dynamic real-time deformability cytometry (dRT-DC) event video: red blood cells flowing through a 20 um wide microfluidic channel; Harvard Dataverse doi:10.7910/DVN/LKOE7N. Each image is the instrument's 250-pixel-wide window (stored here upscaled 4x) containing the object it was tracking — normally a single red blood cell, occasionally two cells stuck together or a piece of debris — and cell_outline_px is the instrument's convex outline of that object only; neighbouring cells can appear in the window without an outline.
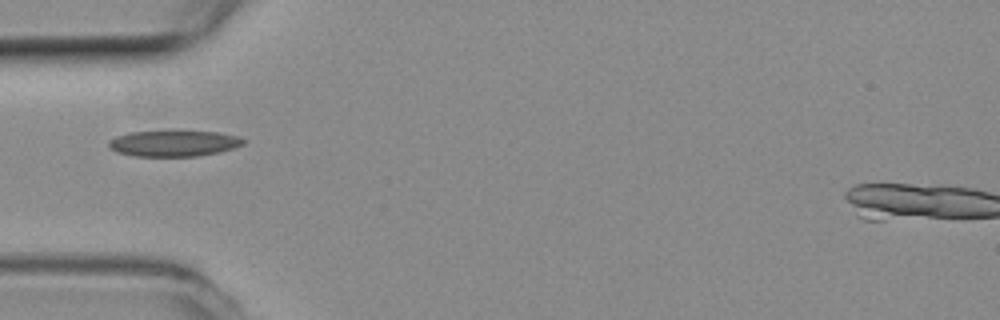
{"species": "common noctule bat (a hibernating species)", "species_latin": "Nyctalus noctula", "temperature_condition": "room temperature", "stored_images_in_passage": 7, "camera_frame_rate_fps": 3000, "um_per_image_px": 0.085, "animal": {"sex": "female", "body_mass_g": 19.3, "forearm_length_mm": 54.1}, "frame": {"image": 1, "passage_image": 1, "time_ms": 0.0, "image_size_px": [1000, 320], "cell_outline_px": [[244, 144], [232, 148], [216, 152], [196, 156], [136, 156], [116, 152], [108, 148], [108, 144], [116, 136], [132, 132], [216, 132], [236, 136], [244, 140]], "centroid_in_image_um": [14.72, 12.2], "position_along_channel_um": 70.3, "area_um2": 19.77}}
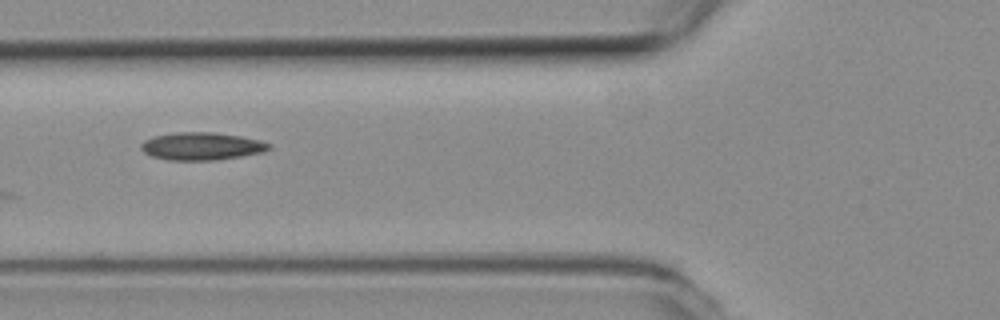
{"frame": {"image": 2, "passage_image": 4, "time_ms": 1.0, "image_size_px": [1000, 320], "cell_outline_px": [[272, 148], [264, 152], [216, 160], [168, 160], [152, 156], [144, 152], [140, 148], [140, 144], [144, 140], [152, 136], [180, 132], [212, 132], [240, 136], [260, 140], [272, 144]], "centroid_in_image_um": [17.15, 12.42], "position_along_channel_um": 108.7, "area_um2": 20.69}}
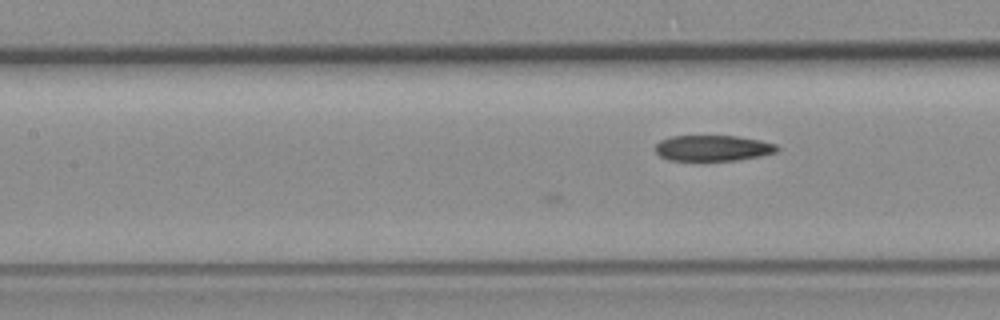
{"frame": {"image": 3, "passage_image": 7, "time_ms": 2.0, "image_size_px": [1000, 320], "cell_outline_px": [[780, 148], [776, 152], [760, 156], [736, 160], [668, 160], [660, 156], [656, 152], [656, 144], [660, 140], [672, 136], [736, 136], [760, 140], [776, 144]], "centroid_in_image_um": [60.6, 12.58], "position_along_channel_um": 146.8, "area_um2": 18.21}}